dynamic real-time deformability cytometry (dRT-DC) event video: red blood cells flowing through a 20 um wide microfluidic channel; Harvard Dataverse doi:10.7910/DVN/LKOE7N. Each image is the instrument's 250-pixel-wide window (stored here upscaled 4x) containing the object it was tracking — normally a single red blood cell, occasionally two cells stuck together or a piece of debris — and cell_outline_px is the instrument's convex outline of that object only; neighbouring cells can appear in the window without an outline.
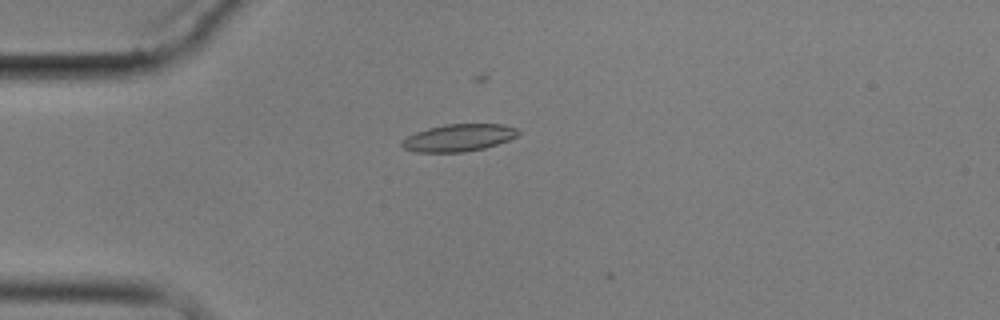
{"species": "common noctule bat (a hibernating species)", "species_latin": "Nyctalus noctula", "temperature_condition": "cold", "stored_images_in_passage": 8, "camera_frame_rate_fps": 3000, "um_per_image_px": 0.085, "animal": {"sex": "male", "body_mass_g": 17.9}, "frame": {"image": 1, "passage_image": 4, "time_ms": 3.333, "image_size_px": [1000, 320], "cell_outline_px": [[520, 132], [516, 136], [508, 140], [484, 148], [464, 152], [416, 152], [404, 148], [400, 144], [400, 140], [416, 132], [428, 128], [444, 124], [500, 124], [516, 128]], "centroid_in_image_um": [38.95, 11.71], "position_along_channel_um": 46.1, "area_um2": 18.38}}
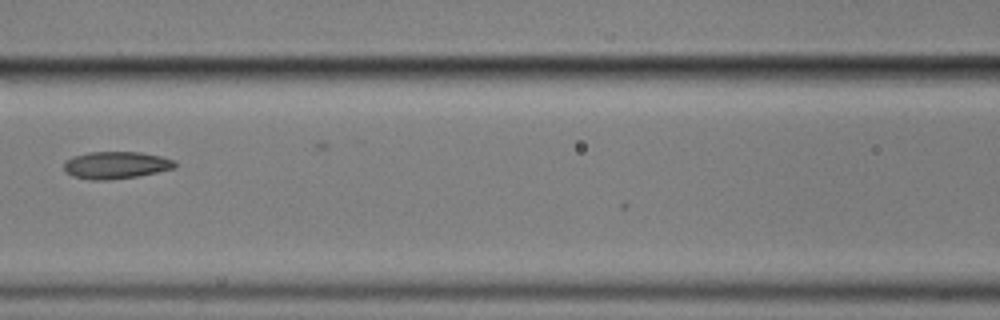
{"frame": {"image": 2, "passage_image": 7, "time_ms": 7.0, "image_size_px": [1000, 320], "cell_outline_px": [[176, 168], [136, 176], [108, 180], [88, 180], [72, 176], [64, 172], [64, 160], [72, 156], [88, 152], [140, 152], [160, 156], [176, 160]], "centroid_in_image_um": [9.81, 14.03], "position_along_channel_um": 156.8, "area_um2": 17.8}}
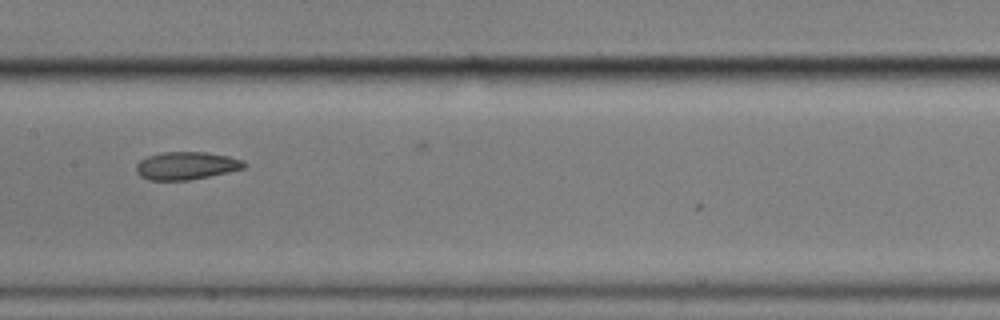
{"frame": {"image": 3, "passage_image": 8, "time_ms": 8.0, "image_size_px": [1000, 320], "cell_outline_px": [[248, 164], [244, 168], [228, 172], [188, 180], [148, 180], [140, 176], [136, 172], [136, 164], [140, 160], [148, 156], [164, 152], [204, 152], [228, 156], [244, 160]], "centroid_in_image_um": [15.84, 14.08], "position_along_channel_um": 191.6, "area_um2": 17.46}}